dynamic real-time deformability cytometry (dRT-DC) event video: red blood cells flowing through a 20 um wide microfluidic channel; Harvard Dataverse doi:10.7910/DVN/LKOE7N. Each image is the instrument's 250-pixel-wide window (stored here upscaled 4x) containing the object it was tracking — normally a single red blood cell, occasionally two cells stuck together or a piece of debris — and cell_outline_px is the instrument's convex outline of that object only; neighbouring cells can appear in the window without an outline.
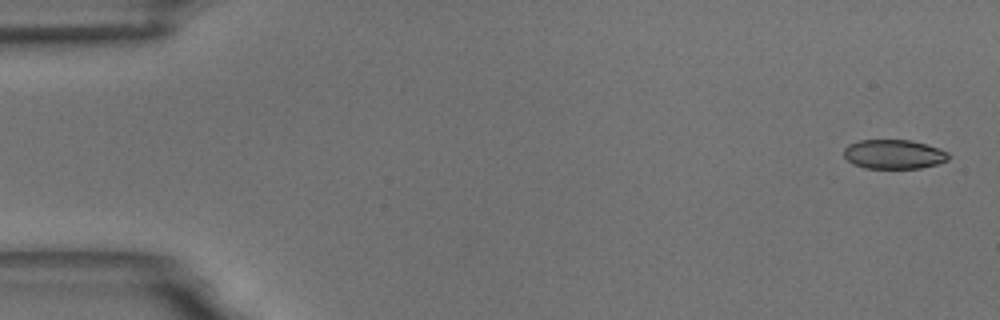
{"species": "common noctule bat (a hibernating species)", "species_latin": "Nyctalus noctula", "temperature_condition": "room temperature", "stored_images_in_passage": 5, "camera_frame_rate_fps": 3000, "um_per_image_px": 0.085, "animal": {"sex": "male", "body_mass_g": 18.8}, "frame": {"image": 1, "passage_image": 1, "time_ms": 0.0, "image_size_px": [1000, 320], "cell_outline_px": [[948, 160], [936, 164], [920, 168], [864, 168], [852, 164], [844, 156], [844, 148], [848, 144], [860, 140], [912, 140], [940, 148], [948, 152]], "centroid_in_image_um": [75.96, 13.1], "position_along_channel_um": 9.0, "area_um2": 17.92}}
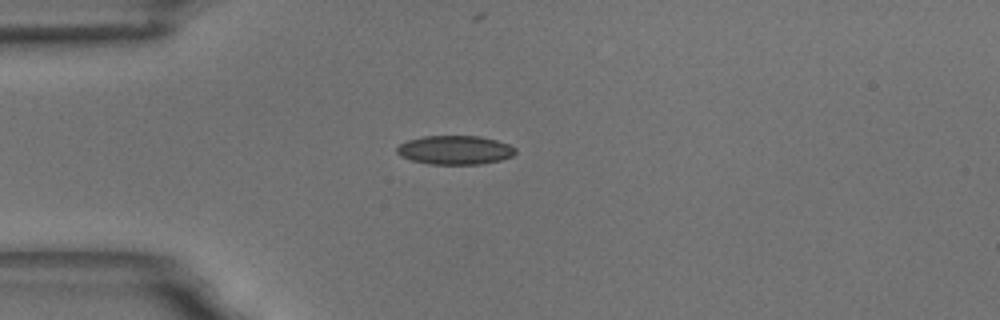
{"frame": {"image": 2, "passage_image": 4, "time_ms": 4.333, "image_size_px": [1000, 320], "cell_outline_px": [[516, 152], [512, 156], [500, 160], [480, 164], [428, 164], [412, 160], [400, 156], [396, 152], [396, 148], [400, 144], [408, 140], [424, 136], [480, 136], [496, 140], [508, 144], [516, 148]], "centroid_in_image_um": [38.67, 12.75], "position_along_channel_um": 46.3, "area_um2": 19.94}}
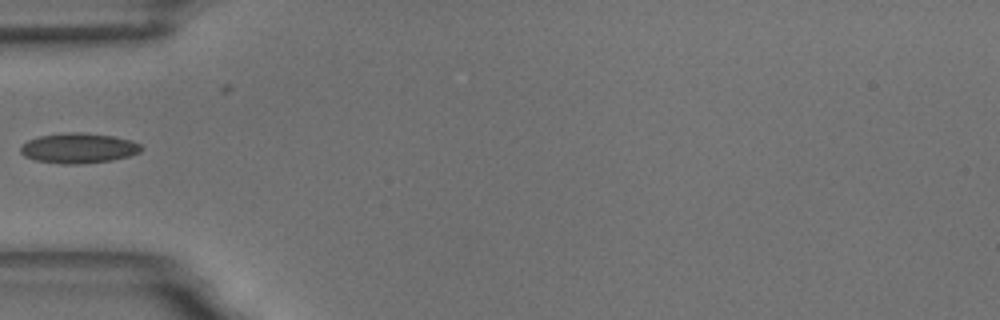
{"frame": {"image": 3, "passage_image": 5, "time_ms": 5.667, "image_size_px": [1000, 320], "cell_outline_px": [[144, 148], [140, 152], [128, 156], [112, 160], [76, 164], [64, 164], [36, 160], [24, 156], [20, 152], [20, 148], [28, 140], [40, 136], [64, 132], [84, 132], [112, 136], [132, 140], [140, 144]], "centroid_in_image_um": [6.69, 12.58], "position_along_channel_um": 78.3, "area_um2": 21.15}}